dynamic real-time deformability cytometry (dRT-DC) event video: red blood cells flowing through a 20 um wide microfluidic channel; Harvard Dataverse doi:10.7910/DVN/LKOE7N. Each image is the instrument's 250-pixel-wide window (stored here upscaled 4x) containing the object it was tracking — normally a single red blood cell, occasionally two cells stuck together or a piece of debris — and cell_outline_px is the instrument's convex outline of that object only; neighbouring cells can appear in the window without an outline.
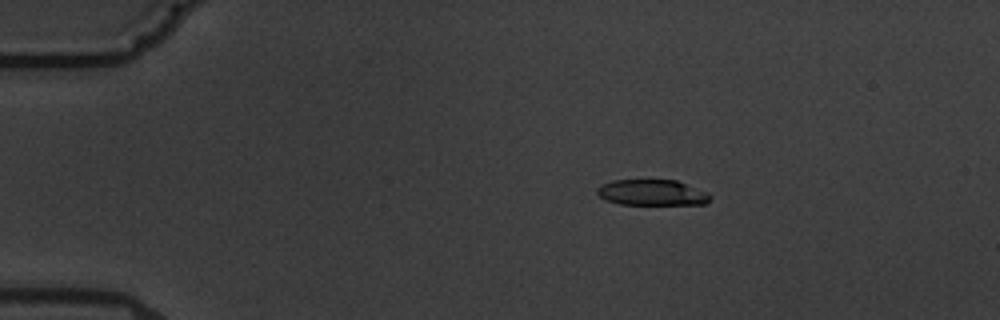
{"species": "common noctule bat (a hibernating species)", "species_latin": "Nyctalus noctula", "temperature_condition": "warm", "stored_images_in_passage": 6, "camera_frame_rate_fps": 3000, "um_per_image_px": 0.085, "animal": {"sex": "male", "body_mass_g": 19.5, "forearm_length_mm": 54.6}, "frame": {"image": 1, "passage_image": 4, "time_ms": 3.667, "image_size_px": [1000, 320], "cell_outline_px": [[712, 196], [704, 204], [620, 204], [604, 200], [596, 192], [596, 188], [600, 184], [612, 180], [676, 180], [708, 192]], "centroid_in_image_um": [55.38, 16.36], "position_along_channel_um": 29.6, "area_um2": 17.05}}